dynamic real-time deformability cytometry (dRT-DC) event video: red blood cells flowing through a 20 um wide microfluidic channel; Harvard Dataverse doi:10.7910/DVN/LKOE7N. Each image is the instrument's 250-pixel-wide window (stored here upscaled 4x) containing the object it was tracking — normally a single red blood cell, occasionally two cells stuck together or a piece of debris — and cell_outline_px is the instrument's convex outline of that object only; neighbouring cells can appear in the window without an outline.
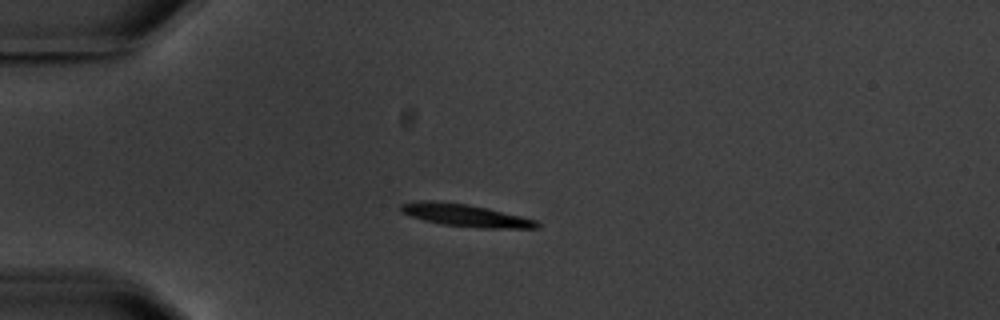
{"species": "common noctule bat (a hibernating species)", "species_latin": "Nyctalus noctula", "temperature_condition": "warm", "stored_images_in_passage": 14, "camera_frame_rate_fps": 3000, "um_per_image_px": 0.085, "animal": {"sex": "male", "body_mass_g": 20.1, "forearm_length_mm": 53.5}, "frame": {"image": 1, "passage_image": 3, "time_ms": 3.333, "image_size_px": [1000, 320], "cell_outline_px": [[540, 228], [480, 228], [444, 224], [424, 220], [400, 212], [400, 204], [420, 200], [436, 200], [468, 204], [488, 208], [536, 220], [540, 224]], "centroid_in_image_um": [39.54, 18.29], "position_along_channel_um": 45.5, "area_um2": 17.74}, "authors_computed_cell_mechanics": {"area_um2": 17.1955, "velocity_mm_per_s": 3.5246, "shape_relaxation_time_tau1_ms": 1.8347, "shape_relaxation_time_tau2_ms": null, "deformation_change_tau1": 0.1196, "deformation_change_tau2": null}}